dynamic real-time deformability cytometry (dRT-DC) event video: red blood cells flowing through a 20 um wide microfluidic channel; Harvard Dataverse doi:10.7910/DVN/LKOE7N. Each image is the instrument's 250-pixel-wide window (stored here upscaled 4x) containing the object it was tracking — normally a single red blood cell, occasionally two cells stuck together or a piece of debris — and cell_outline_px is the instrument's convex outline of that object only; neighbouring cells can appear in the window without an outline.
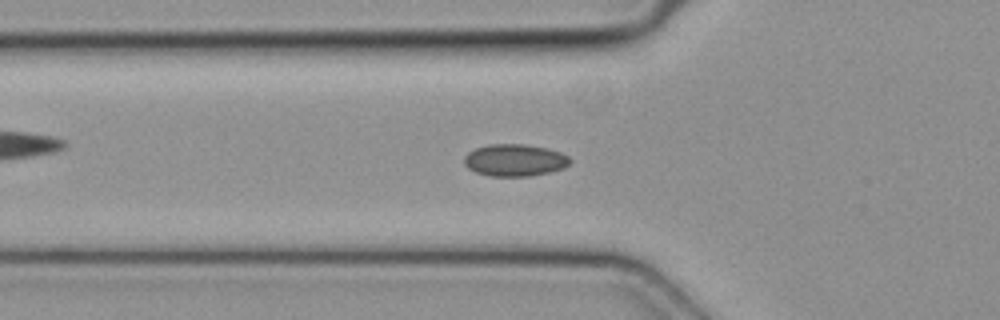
{"species": "common noctule bat (a hibernating species)", "species_latin": "Nyctalus noctula", "temperature_condition": "cold", "stored_images_in_passage": 40, "camera_frame_rate_fps": 3000, "um_per_image_px": 0.085, "animal": {"sex": "female", "body_mass_g": 19.3, "forearm_length_mm": 54.1}, "frame": {"image": 1, "passage_image": 14, "time_ms": 4.333, "image_size_px": [1000, 320], "cell_outline_px": [[572, 160], [564, 168], [548, 172], [528, 176], [488, 176], [476, 172], [468, 168], [464, 164], [464, 156], [468, 152], [476, 148], [488, 144], [524, 144], [548, 148], [560, 152], [568, 156]], "centroid_in_image_um": [43.74, 13.61], "position_along_channel_um": 82.1, "area_um2": 19.83}}
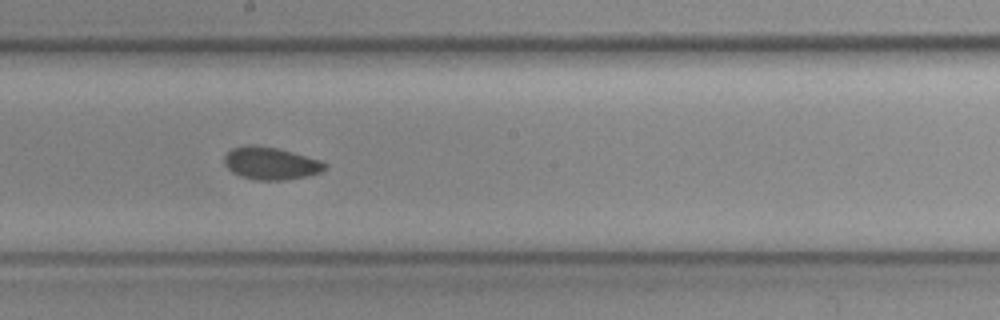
{"frame": {"image": 2, "passage_image": 24, "time_ms": 7.667, "image_size_px": [1000, 320], "cell_outline_px": [[328, 168], [320, 172], [304, 176], [284, 180], [256, 180], [240, 176], [232, 172], [224, 164], [224, 156], [232, 148], [244, 144], [256, 144], [276, 148], [292, 152], [320, 160], [328, 164]], "centroid_in_image_um": [22.99, 13.87], "position_along_channel_um": 225.2, "area_um2": 19.13}}
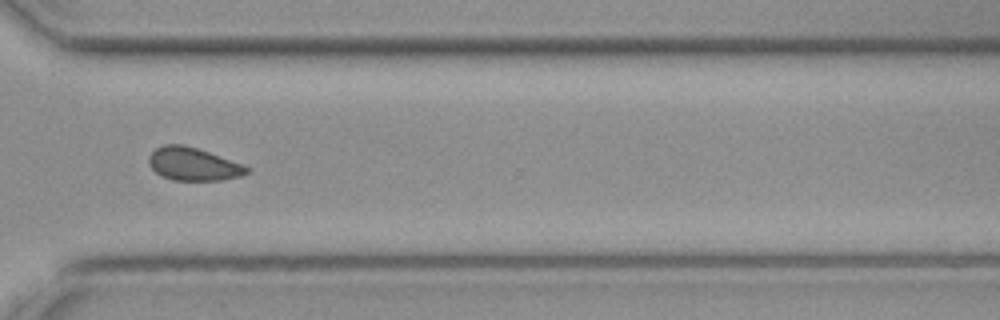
{"frame": {"image": 3, "passage_image": 33, "time_ms": 10.667, "image_size_px": [1000, 320], "cell_outline_px": [[252, 168], [248, 172], [240, 176], [220, 180], [172, 180], [160, 176], [148, 164], [148, 156], [156, 148], [164, 144], [184, 144], [208, 152]], "centroid_in_image_um": [16.38, 13.95], "position_along_channel_um": 354.2, "area_um2": 18.73}}